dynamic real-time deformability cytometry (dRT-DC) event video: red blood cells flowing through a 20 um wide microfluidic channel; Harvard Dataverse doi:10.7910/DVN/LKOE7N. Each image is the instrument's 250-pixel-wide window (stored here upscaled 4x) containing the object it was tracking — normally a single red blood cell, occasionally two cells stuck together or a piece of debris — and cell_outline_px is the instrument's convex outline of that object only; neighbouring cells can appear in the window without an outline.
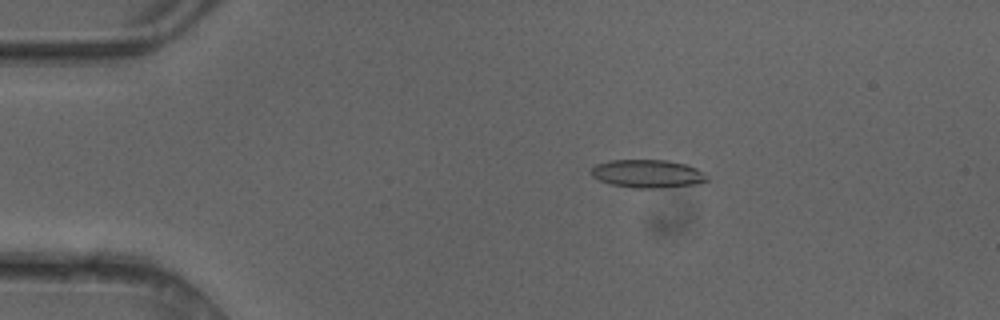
{"species": "common noctule bat (a hibernating species)", "species_latin": "Nyctalus noctula", "temperature_condition": "cold", "stored_images_in_passage": 3, "camera_frame_rate_fps": 3000, "um_per_image_px": 0.085, "animal": {"sex": "female"}, "frame": {"image": 1, "passage_image": 2, "time_ms": 0.333, "image_size_px": [1000, 320], "cell_outline_px": [[708, 180], [696, 184], [664, 188], [632, 188], [612, 184], [600, 180], [592, 176], [588, 172], [596, 164], [612, 160], [668, 160], [688, 164], [704, 172], [708, 176]], "centroid_in_image_um": [55.07, 14.76], "position_along_channel_um": 29.9, "area_um2": 19.19}}